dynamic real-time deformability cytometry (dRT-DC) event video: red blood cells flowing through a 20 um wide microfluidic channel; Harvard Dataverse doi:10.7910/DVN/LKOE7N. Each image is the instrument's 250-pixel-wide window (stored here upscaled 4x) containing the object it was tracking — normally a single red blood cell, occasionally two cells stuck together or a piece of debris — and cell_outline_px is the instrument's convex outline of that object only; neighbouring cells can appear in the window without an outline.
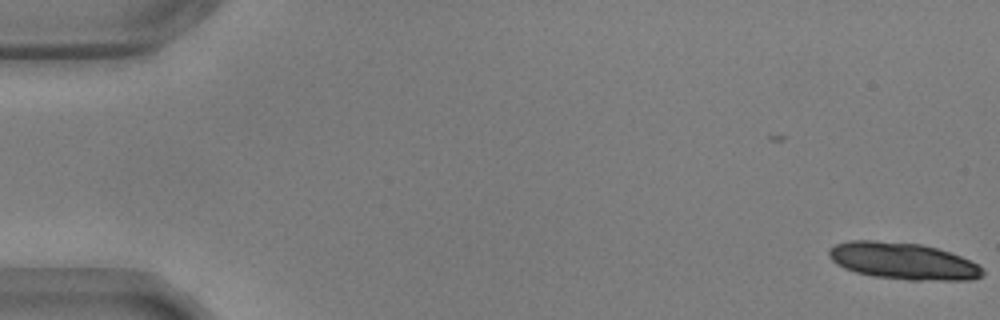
{"species": "common noctule bat (a hibernating species)", "species_latin": "Nyctalus noctula", "temperature_condition": "warm", "stored_images_in_passage": 3, "camera_frame_rate_fps": 3000, "um_per_image_px": 0.085, "animal": {"sex": "male", "body_mass_g": 17.9, "forearm_length_mm": 54.2}, "frame": {"image": 1, "passage_image": 3, "time_ms": 0.667, "image_size_px": [1000, 320], "cell_outline_px": [[984, 276], [972, 280], [908, 280], [872, 276], [856, 272], [844, 268], [836, 264], [828, 256], [828, 252], [836, 244], [848, 240], [872, 240], [920, 244], [936, 248], [960, 256], [984, 268]], "centroid_in_image_um": [76.76, 22.2], "position_along_channel_um": 8.2, "area_um2": 32.95}}